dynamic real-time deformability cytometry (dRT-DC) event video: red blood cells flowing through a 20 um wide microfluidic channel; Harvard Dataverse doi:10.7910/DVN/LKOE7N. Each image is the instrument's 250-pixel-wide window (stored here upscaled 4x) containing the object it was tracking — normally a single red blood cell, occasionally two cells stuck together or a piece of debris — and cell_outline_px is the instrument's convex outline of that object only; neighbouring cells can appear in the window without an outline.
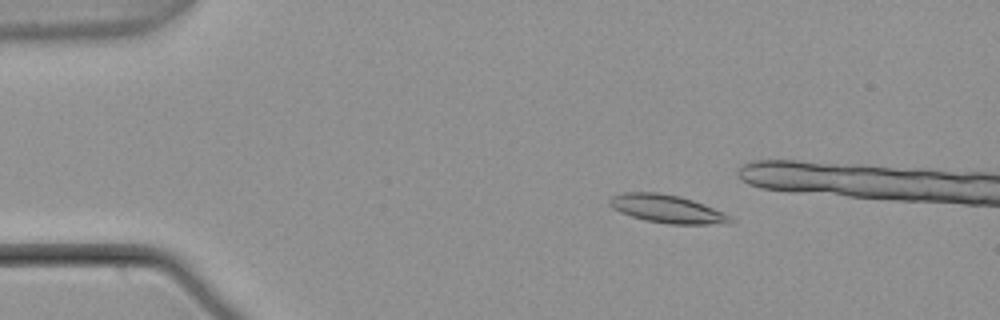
{"species": "common noctule bat (a hibernating species)", "species_latin": "Nyctalus noctula", "temperature_condition": "warm", "stored_images_in_passage": 4, "camera_frame_rate_fps": 3000, "um_per_image_px": 0.085, "animal": {"sex": "male", "body_mass_g": 21.5, "forearm_length_mm": 52.0}, "frame": {"image": 1, "passage_image": 1, "time_ms": 0.0, "image_size_px": [1000, 320], "cell_outline_px": [[736, 220], [728, 224], [668, 224], [644, 220], [620, 212], [612, 208], [608, 204], [608, 200], [612, 196], [624, 192], [656, 192], [680, 196], [692, 200], [732, 216]], "centroid_in_image_um": [56.7, 17.76], "position_along_channel_um": 28.3, "area_um2": 19.83}}